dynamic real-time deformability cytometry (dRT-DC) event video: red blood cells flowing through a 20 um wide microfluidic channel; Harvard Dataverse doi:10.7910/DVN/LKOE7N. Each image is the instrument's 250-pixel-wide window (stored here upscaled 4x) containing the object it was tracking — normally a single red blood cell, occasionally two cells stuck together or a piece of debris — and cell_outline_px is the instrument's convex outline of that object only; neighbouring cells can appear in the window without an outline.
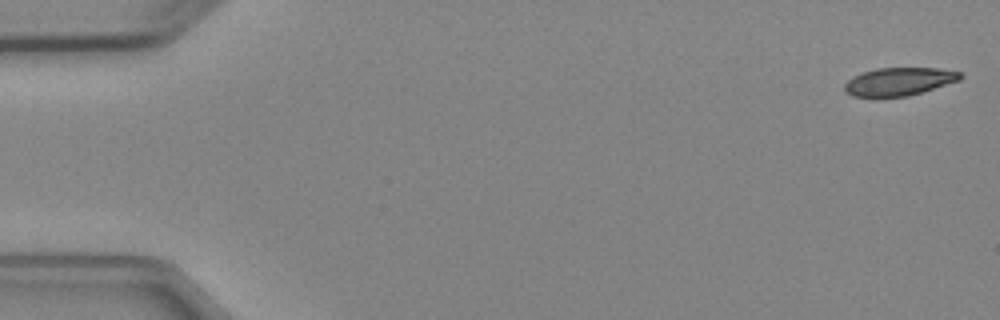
{"species": "Egyptian fruit bat (a non-hibernating species)", "species_latin": "Rousettus aegyptiacus", "temperature_condition": "cold", "stored_images_in_passage": 3, "camera_frame_rate_fps": 3000, "um_per_image_px": 0.085, "animal": {"sex": "female"}, "frame": {"image": 1, "passage_image": 1, "time_ms": 0.0, "image_size_px": [1000, 320], "cell_outline_px": [[964, 76], [960, 80], [908, 96], [876, 100], [852, 96], [844, 92], [844, 84], [852, 76], [876, 68], [940, 68], [960, 72]], "centroid_in_image_um": [76.34, 6.97], "position_along_channel_um": 8.7, "area_um2": 19.59}}